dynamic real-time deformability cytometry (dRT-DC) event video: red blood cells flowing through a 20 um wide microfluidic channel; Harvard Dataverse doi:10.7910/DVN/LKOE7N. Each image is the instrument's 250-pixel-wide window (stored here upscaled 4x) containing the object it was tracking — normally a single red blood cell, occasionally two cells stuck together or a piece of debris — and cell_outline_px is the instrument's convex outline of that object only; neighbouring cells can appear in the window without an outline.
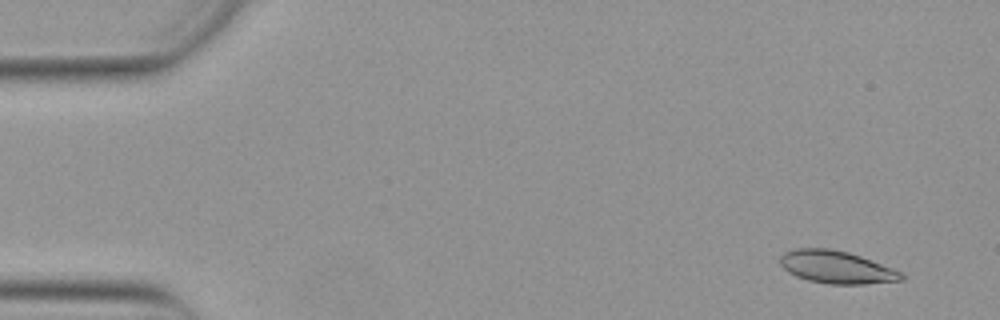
{"species": "Egyptian fruit bat (a non-hibernating species)", "species_latin": "Rousettus aegyptiacus", "temperature_condition": "warm", "stored_images_in_passage": 52, "camera_frame_rate_fps": 3000, "um_per_image_px": 0.085, "animal": {"sex": "female"}, "frame": {"image": 1, "passage_image": 3, "time_ms": 0.667, "image_size_px": [1000, 320], "cell_outline_px": [[904, 280], [864, 284], [828, 284], [808, 280], [796, 276], [788, 272], [780, 264], [780, 256], [784, 252], [796, 248], [828, 248], [848, 252], [860, 256], [892, 268], [900, 272], [904, 276]], "centroid_in_image_um": [71.07, 22.71], "position_along_channel_um": 13.9, "area_um2": 22.95}}
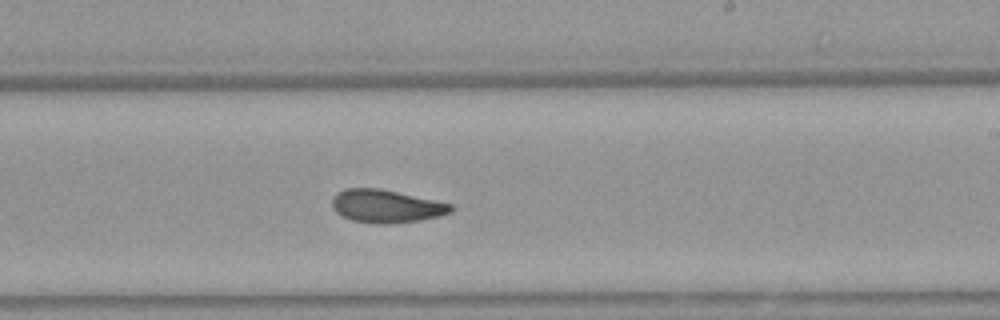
{"frame": {"image": 2, "passage_image": 31, "time_ms": 10.0, "image_size_px": [1000, 320], "cell_outline_px": [[452, 212], [440, 216], [420, 220], [392, 224], [376, 224], [352, 220], [336, 212], [332, 208], [332, 200], [336, 192], [344, 188], [380, 188], [452, 204]], "centroid_in_image_um": [32.81, 17.53], "position_along_channel_um": 256.2, "area_um2": 22.89}}
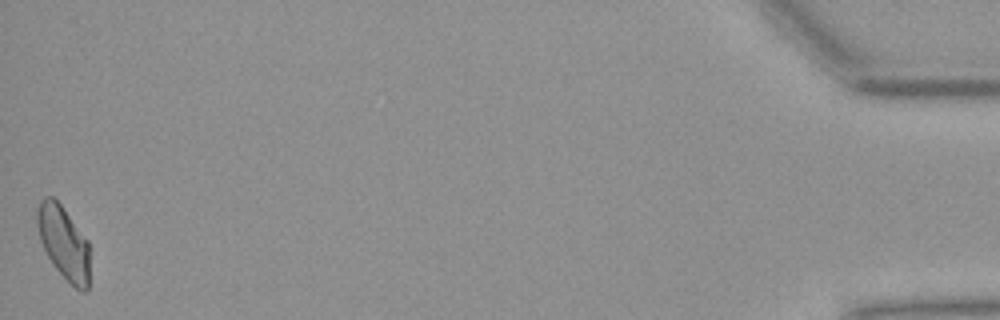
{"frame": {"image": 3, "passage_image": 52, "time_ms": 17.0, "image_size_px": [1000, 320], "cell_outline_px": [[88, 288], [84, 292], [76, 288], [56, 268], [48, 256], [40, 240], [36, 224], [36, 212], [40, 200], [44, 196], [52, 196], [60, 204], [88, 240]], "centroid_in_image_um": [5.38, 20.57], "position_along_channel_um": 429.8, "area_um2": 22.02}, "authors_computed_cell_mechanics": {"area_um2": 22.831, "velocity_mm_per_s": 3.8718, "shape_relaxation_time_tau1_ms": 7.5901, "shape_relaxation_time_tau2_ms": 3.3405, "deformation_change_tau1": 0.1879, "deformation_change_tau2": 0.0746}}